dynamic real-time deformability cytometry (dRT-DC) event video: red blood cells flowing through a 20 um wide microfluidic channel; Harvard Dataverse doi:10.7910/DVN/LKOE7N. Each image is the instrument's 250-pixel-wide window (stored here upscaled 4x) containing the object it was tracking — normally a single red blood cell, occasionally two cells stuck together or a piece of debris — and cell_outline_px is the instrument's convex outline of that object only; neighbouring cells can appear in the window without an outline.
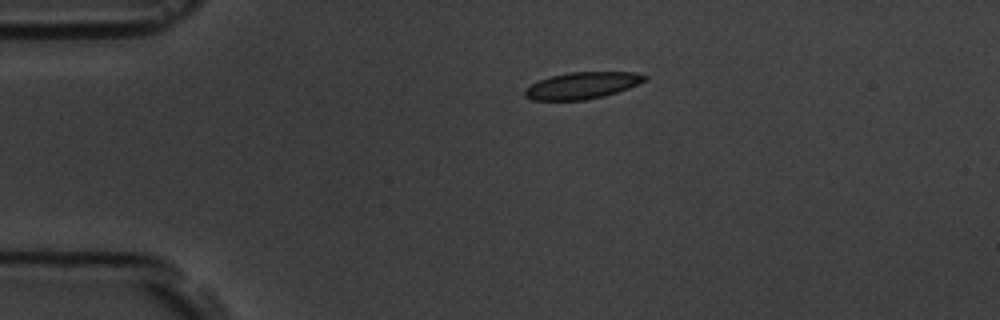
{"species": "common noctule bat (a hibernating species)", "species_latin": "Nyctalus noctula", "temperature_condition": "room temperature", "stored_images_in_passage": 4, "camera_frame_rate_fps": 3000, "um_per_image_px": 0.085, "animal": {"sex": "male", "body_mass_g": 19.5, "forearm_length_mm": 54.6}, "frame": {"image": 1, "passage_image": 1, "time_ms": 0.0, "image_size_px": [1000, 320], "cell_outline_px": [[648, 76], [644, 80], [628, 88], [604, 96], [584, 100], [532, 100], [524, 96], [524, 88], [540, 80], [552, 76], [568, 72], [636, 72]], "centroid_in_image_um": [49.45, 7.27], "position_along_channel_um": 35.6, "area_um2": 18.5}}
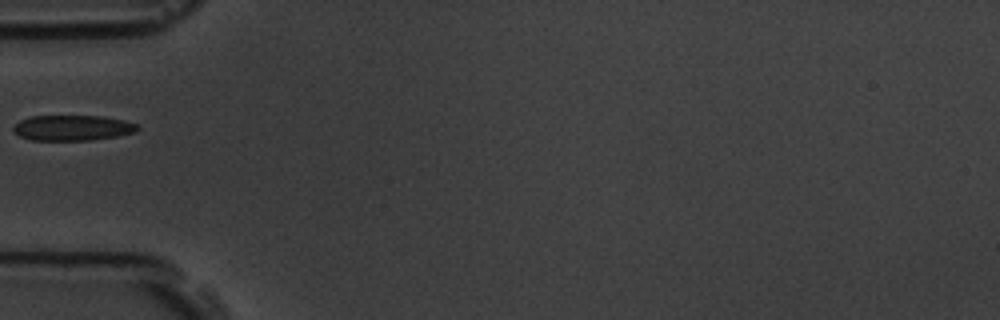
{"frame": {"image": 2, "passage_image": 3, "time_ms": 2.333, "image_size_px": [1000, 320], "cell_outline_px": [[140, 128], [136, 132], [116, 136], [92, 140], [32, 140], [20, 136], [12, 132], [12, 128], [20, 120], [28, 116], [104, 116], [124, 120], [136, 124]], "centroid_in_image_um": [6.15, 10.86], "position_along_channel_um": 78.9, "area_um2": 18.5}}
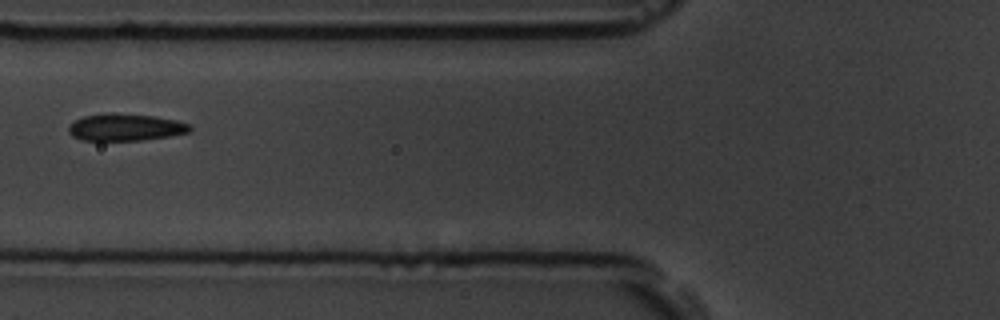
{"frame": {"image": 3, "passage_image": 4, "time_ms": 3.333, "image_size_px": [1000, 320], "cell_outline_px": [[192, 128], [188, 132], [168, 136], [140, 140], [80, 140], [72, 136], [68, 132], [68, 128], [76, 120], [84, 116], [112, 112], [152, 116], [176, 120], [192, 124]], "centroid_in_image_um": [10.66, 10.81], "position_along_channel_um": 115.1, "area_um2": 19.02}}